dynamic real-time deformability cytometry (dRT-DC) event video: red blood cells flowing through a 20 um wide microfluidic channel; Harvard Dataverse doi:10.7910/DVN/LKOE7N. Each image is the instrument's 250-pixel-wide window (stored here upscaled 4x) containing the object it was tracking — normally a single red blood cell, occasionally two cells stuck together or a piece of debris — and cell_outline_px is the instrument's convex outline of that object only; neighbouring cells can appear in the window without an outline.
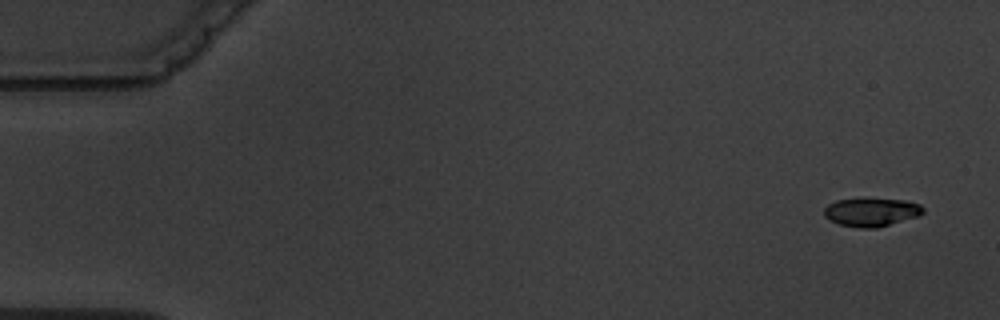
{"species": "common noctule bat (a hibernating species)", "species_latin": "Nyctalus noctula", "temperature_condition": "warm", "stored_images_in_passage": 4, "camera_frame_rate_fps": 3000, "um_per_image_px": 0.085, "animal": {"sex": "male", "body_mass_g": 19.5, "forearm_length_mm": 54.6}, "frame": {"image": 1, "passage_image": 1, "time_ms": 0.0, "image_size_px": [1000, 320], "cell_outline_px": [[924, 212], [916, 216], [876, 228], [860, 228], [840, 224], [824, 216], [824, 208], [828, 204], [836, 200], [864, 196], [904, 200], [920, 204], [924, 208]], "centroid_in_image_um": [74.04, 17.97], "position_along_channel_um": 11.0, "area_um2": 16.76}}
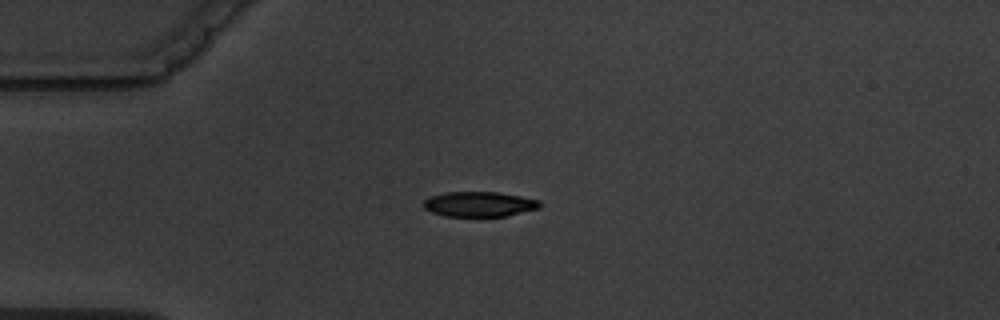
{"frame": {"image": 2, "passage_image": 4, "time_ms": 4.0, "image_size_px": [1000, 320], "cell_outline_px": [[540, 208], [508, 216], [444, 216], [432, 212], [424, 208], [420, 204], [424, 200], [432, 196], [448, 192], [496, 192], [520, 196], [540, 200]], "centroid_in_image_um": [40.73, 17.36], "position_along_channel_um": 44.3, "area_um2": 16.99}}